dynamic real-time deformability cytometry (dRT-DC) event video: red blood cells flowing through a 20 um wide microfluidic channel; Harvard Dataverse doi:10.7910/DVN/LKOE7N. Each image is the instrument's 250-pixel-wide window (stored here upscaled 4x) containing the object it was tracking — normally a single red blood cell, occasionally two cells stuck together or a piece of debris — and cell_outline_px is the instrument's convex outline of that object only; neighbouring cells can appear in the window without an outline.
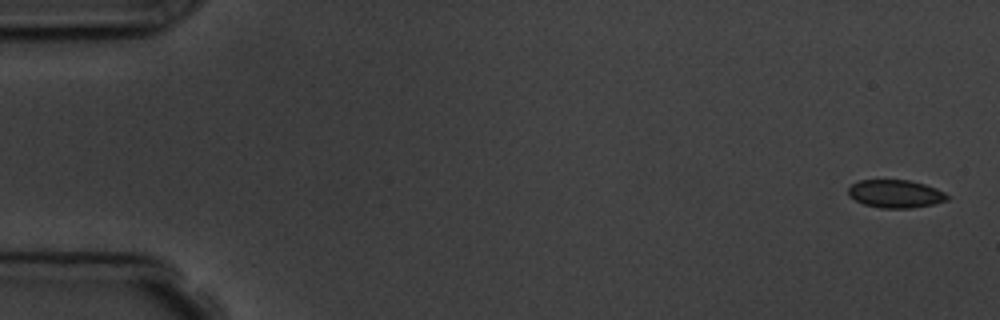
{"species": "common noctule bat (a hibernating species)", "species_latin": "Nyctalus noctula", "temperature_condition": "room temperature", "stored_images_in_passage": 6, "camera_frame_rate_fps": 3000, "um_per_image_px": 0.085, "animal": {"sex": "male", "body_mass_g": 19.5, "forearm_length_mm": 54.6}, "frame": {"image": 1, "passage_image": 1, "time_ms": 0.0, "image_size_px": [1000, 320], "cell_outline_px": [[948, 200], [932, 204], [912, 208], [880, 208], [864, 204], [848, 196], [848, 188], [852, 184], [860, 180], [908, 180], [924, 184], [936, 188], [944, 192], [948, 196]], "centroid_in_image_um": [76.1, 16.47], "position_along_channel_um": 8.9, "area_um2": 16.07}}
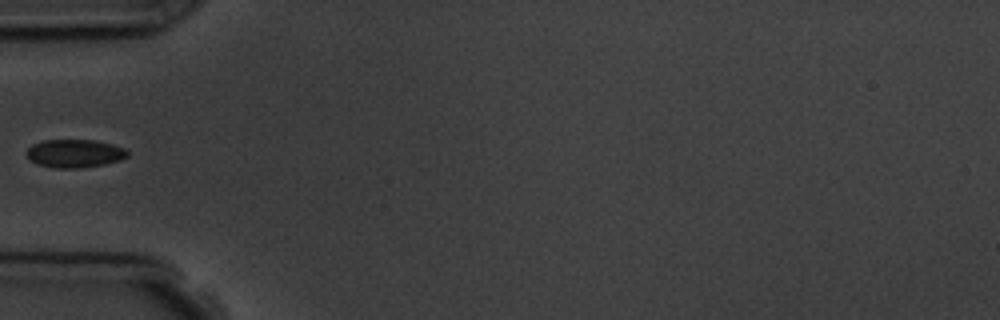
{"frame": {"image": 2, "passage_image": 5, "time_ms": 5.667, "image_size_px": [1000, 320], "cell_outline_px": [[128, 156], [120, 160], [104, 164], [80, 168], [52, 168], [36, 164], [28, 160], [28, 148], [32, 144], [44, 140], [96, 140], [112, 144], [124, 148], [128, 152]], "centroid_in_image_um": [6.33, 13.05], "position_along_channel_um": 78.7, "area_um2": 16.65}}